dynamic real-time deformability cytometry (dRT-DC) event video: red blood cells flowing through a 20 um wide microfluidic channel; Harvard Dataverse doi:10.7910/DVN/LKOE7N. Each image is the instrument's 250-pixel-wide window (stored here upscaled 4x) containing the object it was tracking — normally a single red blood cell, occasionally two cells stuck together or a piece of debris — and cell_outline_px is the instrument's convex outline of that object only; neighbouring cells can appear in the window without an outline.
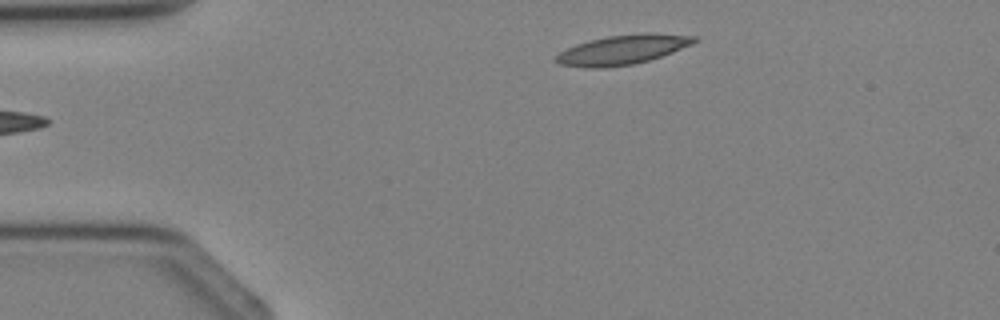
{"species": "Egyptian fruit bat (a non-hibernating species)", "species_latin": "Rousettus aegyptiacus", "temperature_condition": "cold", "stored_images_in_passage": 4, "camera_frame_rate_fps": 3000, "um_per_image_px": 0.085, "animal": {"sex": "female"}, "frame": {"image": 1, "passage_image": 4, "time_ms": 3.667, "image_size_px": [1000, 320], "cell_outline_px": [[700, 40], [692, 44], [672, 52], [648, 60], [632, 64], [604, 68], [588, 68], [560, 64], [552, 60], [552, 56], [576, 44], [588, 40], [608, 36], [644, 32], [652, 32], [696, 36]], "centroid_in_image_um": [52.9, 4.21], "position_along_channel_um": 32.1, "area_um2": 23.99}}